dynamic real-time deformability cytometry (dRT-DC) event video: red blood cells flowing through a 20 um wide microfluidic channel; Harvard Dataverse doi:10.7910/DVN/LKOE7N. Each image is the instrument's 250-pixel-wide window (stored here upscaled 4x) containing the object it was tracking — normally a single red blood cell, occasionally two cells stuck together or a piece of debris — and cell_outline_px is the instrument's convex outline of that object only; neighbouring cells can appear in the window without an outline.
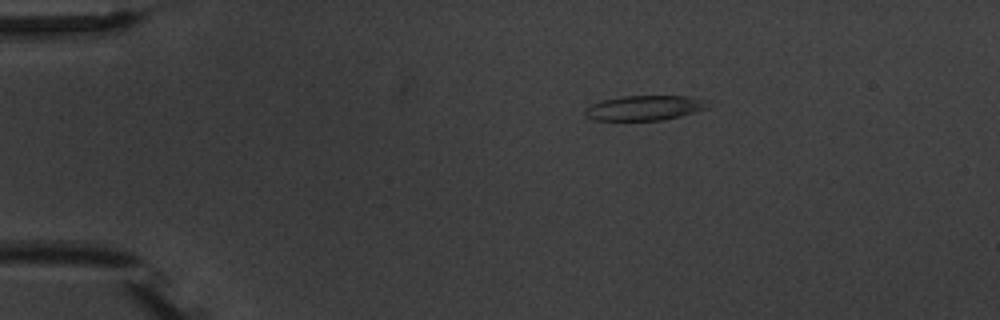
{"species": "common noctule bat (a hibernating species)", "species_latin": "Nyctalus noctula", "temperature_condition": "warm", "stored_images_in_passage": 8, "camera_frame_rate_fps": 3000, "um_per_image_px": 0.085, "animal": {"sex": "male", "body_mass_g": 20.1, "forearm_length_mm": 53.5}, "frame": {"image": 1, "passage_image": 1, "time_ms": 0.0, "image_size_px": [1000, 320], "cell_outline_px": [[708, 108], [680, 116], [664, 120], [596, 120], [588, 116], [584, 112], [592, 104], [604, 100], [624, 96], [688, 96], [704, 104]], "centroid_in_image_um": [54.73, 9.18], "position_along_channel_um": 30.3, "area_um2": 17.11}}
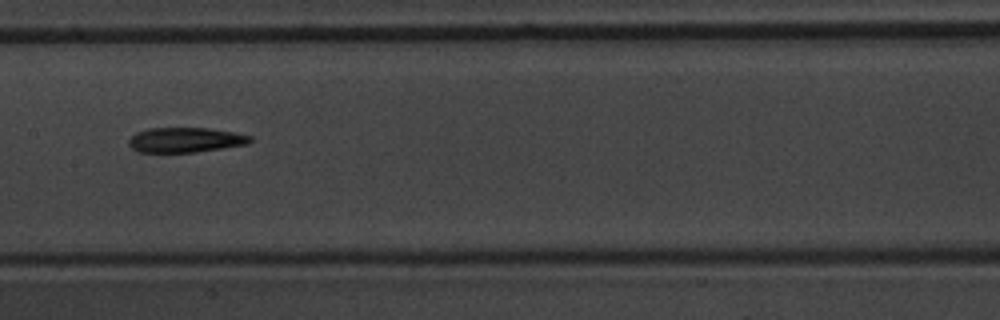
{"frame": {"image": 2, "passage_image": 6, "time_ms": 6.0, "image_size_px": [1000, 320], "cell_outline_px": [[252, 140], [248, 144], [196, 152], [136, 152], [128, 144], [128, 140], [136, 132], [148, 128], [208, 128], [232, 132], [252, 136]], "centroid_in_image_um": [15.73, 11.89], "position_along_channel_um": 191.7, "area_um2": 17.63}}
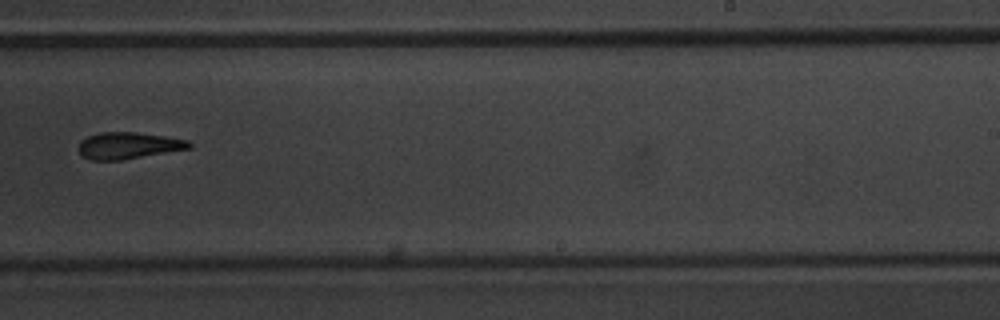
{"frame": {"image": 3, "passage_image": 8, "time_ms": 8.333, "image_size_px": [1000, 320], "cell_outline_px": [[192, 148], [120, 160], [88, 160], [76, 148], [80, 140], [96, 132], [136, 132], [164, 136], [188, 140], [192, 144]], "centroid_in_image_um": [10.87, 12.36], "position_along_channel_um": 278.1, "area_um2": 17.28}}